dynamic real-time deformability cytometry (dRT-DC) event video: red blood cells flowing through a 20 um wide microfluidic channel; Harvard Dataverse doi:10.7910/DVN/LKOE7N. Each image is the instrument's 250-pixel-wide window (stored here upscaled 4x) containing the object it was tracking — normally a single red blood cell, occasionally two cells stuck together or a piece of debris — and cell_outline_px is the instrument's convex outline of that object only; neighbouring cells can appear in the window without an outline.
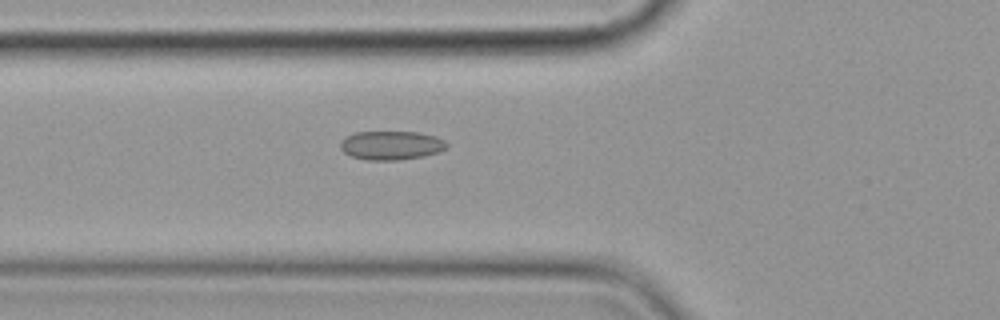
{"species": "common noctule bat (a hibernating species)", "species_latin": "Nyctalus noctula", "temperature_condition": "cold", "stored_images_in_passage": 3, "camera_frame_rate_fps": 3000, "um_per_image_px": 0.085, "animal": {"sex": "female", "body_mass_g": 19.9}, "frame": {"image": 1, "passage_image": 3, "time_ms": 2.333, "image_size_px": [1000, 320], "cell_outline_px": [[448, 148], [440, 152], [424, 156], [400, 160], [368, 160], [352, 156], [344, 152], [340, 148], [340, 140], [344, 136], [356, 132], [420, 132], [436, 136], [444, 140], [448, 144]], "centroid_in_image_um": [33.27, 12.35], "position_along_channel_um": 92.5, "area_um2": 18.15}}